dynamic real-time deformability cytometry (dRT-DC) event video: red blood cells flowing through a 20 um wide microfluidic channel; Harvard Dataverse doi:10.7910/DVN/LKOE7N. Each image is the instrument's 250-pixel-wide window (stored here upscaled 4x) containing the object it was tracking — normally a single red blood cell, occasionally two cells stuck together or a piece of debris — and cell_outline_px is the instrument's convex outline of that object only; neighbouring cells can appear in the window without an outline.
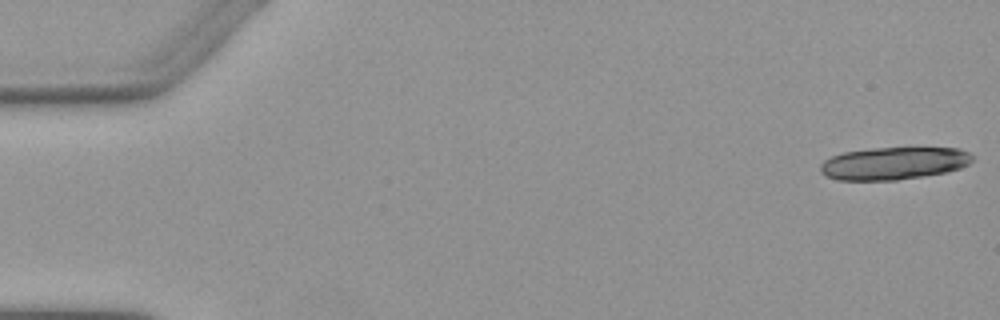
{"species": "Egyptian fruit bat (a non-hibernating species)", "species_latin": "Rousettus aegyptiacus", "temperature_condition": "warm", "stored_images_in_passage": 5, "camera_frame_rate_fps": 3000, "um_per_image_px": 0.085, "animal": {"sex": "female"}, "frame": {"image": 1, "passage_image": 1, "time_ms": 0.0, "image_size_px": [1000, 320], "cell_outline_px": [[976, 156], [968, 164], [960, 168], [944, 172], [924, 176], [896, 180], [840, 180], [824, 176], [820, 172], [820, 164], [824, 160], [832, 156], [844, 152], [872, 148], [960, 148]], "centroid_in_image_um": [75.96, 13.88], "position_along_channel_um": 9.0, "area_um2": 28.9}}